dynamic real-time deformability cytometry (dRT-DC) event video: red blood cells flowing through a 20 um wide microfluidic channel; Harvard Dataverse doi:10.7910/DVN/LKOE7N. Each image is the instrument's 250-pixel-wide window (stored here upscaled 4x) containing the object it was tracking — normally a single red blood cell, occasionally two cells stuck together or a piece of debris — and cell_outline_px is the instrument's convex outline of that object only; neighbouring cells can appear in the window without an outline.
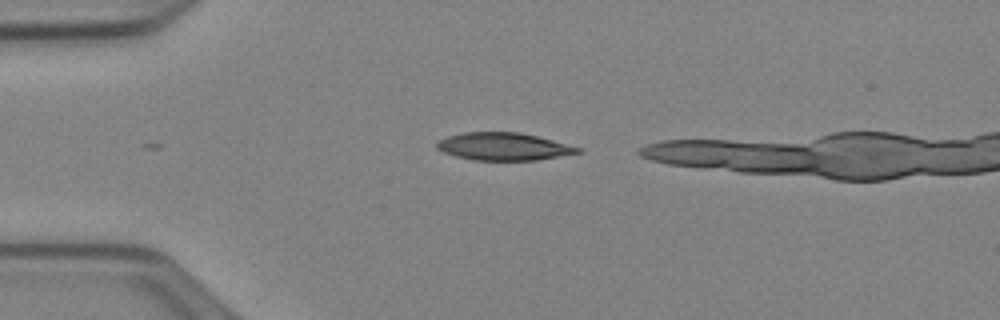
{"species": "Egyptian fruit bat (a non-hibernating species)", "species_latin": "Rousettus aegyptiacus", "temperature_condition": "cold", "stored_images_in_passage": 5, "camera_frame_rate_fps": 3000, "um_per_image_px": 0.085, "animal": {"sex": "female"}, "frame": {"image": 1, "passage_image": 1, "time_ms": 0.0, "image_size_px": [1000, 320], "cell_outline_px": [[580, 152], [536, 160], [472, 160], [456, 156], [444, 152], [436, 148], [436, 144], [440, 140], [448, 136], [464, 132], [520, 132], [552, 140], [580, 148]], "centroid_in_image_um": [42.75, 12.45], "position_along_channel_um": 42.2, "area_um2": 22.31}}